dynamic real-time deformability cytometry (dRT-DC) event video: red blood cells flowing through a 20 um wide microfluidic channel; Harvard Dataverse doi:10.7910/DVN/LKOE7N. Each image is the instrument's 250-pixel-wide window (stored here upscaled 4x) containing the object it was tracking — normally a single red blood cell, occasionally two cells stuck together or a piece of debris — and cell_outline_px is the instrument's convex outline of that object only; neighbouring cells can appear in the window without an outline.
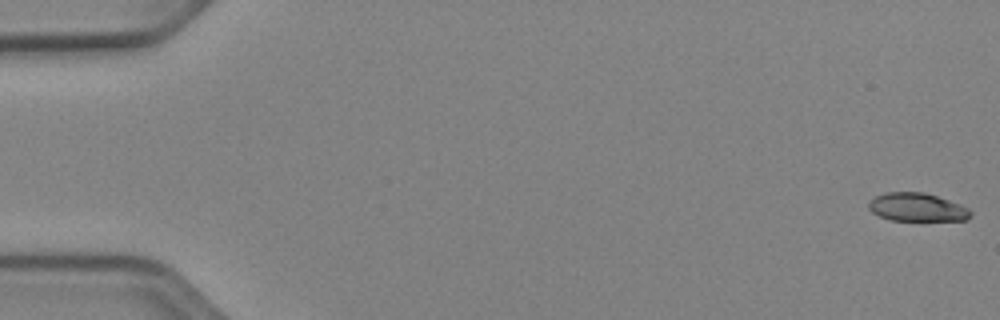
{"species": "Egyptian fruit bat (a non-hibernating species)", "species_latin": "Rousettus aegyptiacus", "temperature_condition": "cold", "stored_images_in_passage": 53, "camera_frame_rate_fps": 3000, "um_per_image_px": 0.085, "animal": {"sex": "female"}, "frame": {"image": 1, "passage_image": 1, "time_ms": 0.0, "image_size_px": [1000, 320], "cell_outline_px": [[972, 216], [968, 220], [888, 220], [872, 212], [868, 208], [868, 204], [876, 196], [888, 192], [924, 192], [948, 200], [968, 208], [972, 212]], "centroid_in_image_um": [77.96, 17.62], "position_along_channel_um": 7.0, "area_um2": 16.65}}
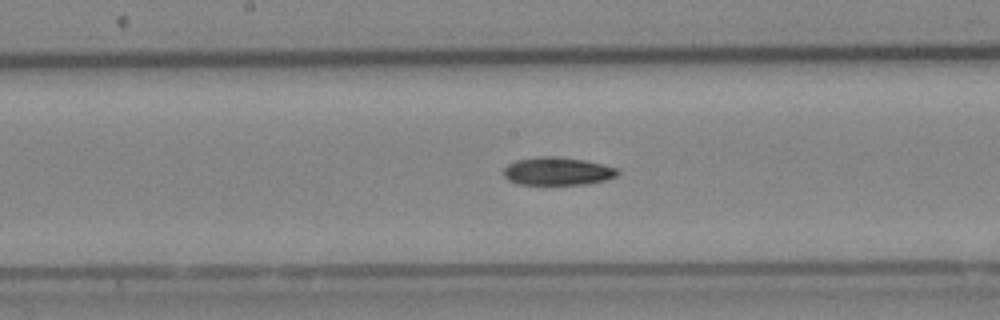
{"frame": {"image": 2, "passage_image": 28, "time_ms": 9.0, "image_size_px": [1000, 320], "cell_outline_px": [[620, 172], [616, 176], [608, 180], [588, 184], [520, 184], [508, 180], [504, 176], [504, 168], [508, 164], [516, 160], [540, 156], [560, 156], [584, 160], [616, 168]], "centroid_in_image_um": [47.39, 14.55], "position_along_channel_um": 200.8, "area_um2": 18.61}}
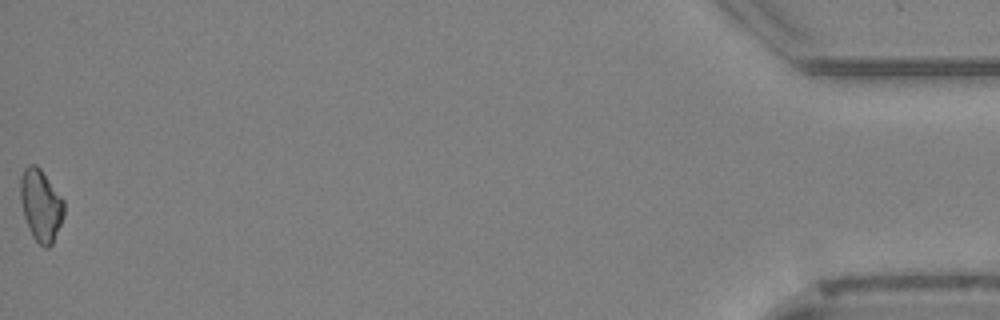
{"frame": {"image": 3, "passage_image": 53, "time_ms": 17.333, "image_size_px": [1000, 320], "cell_outline_px": [[64, 212], [60, 224], [52, 244], [48, 248], [44, 248], [32, 236], [28, 228], [24, 216], [20, 200], [20, 180], [24, 168], [28, 164], [36, 164], [40, 168], [64, 200]], "centroid_in_image_um": [3.46, 17.43], "position_along_channel_um": 431.7, "area_um2": 18.21}, "authors_computed_cell_mechanics": {"area_um2": 18.207, "velocity_mm_per_s": 3.9365, "shape_relaxation_time_tau1_ms": 5.9845, "shape_relaxation_time_tau2_ms": null, "deformation_change_tau1": 0.1152, "deformation_change_tau2": null}}